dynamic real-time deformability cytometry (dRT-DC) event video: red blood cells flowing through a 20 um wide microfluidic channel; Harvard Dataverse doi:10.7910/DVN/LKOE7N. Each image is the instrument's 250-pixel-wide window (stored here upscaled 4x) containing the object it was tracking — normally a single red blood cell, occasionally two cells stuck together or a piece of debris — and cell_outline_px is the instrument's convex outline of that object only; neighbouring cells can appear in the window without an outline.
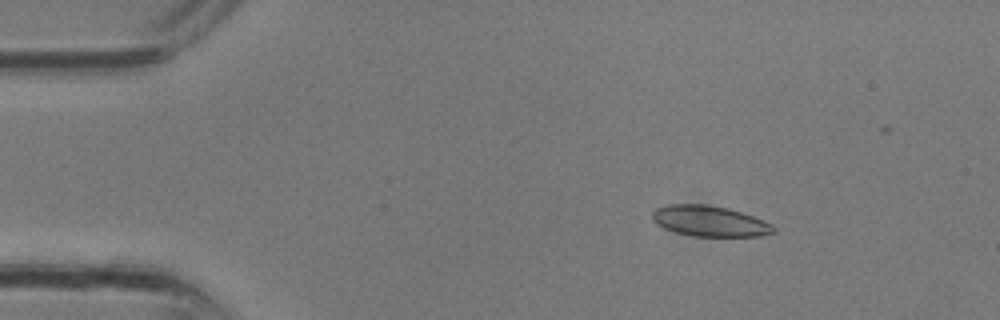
{"species": "common noctule bat (a hibernating species)", "species_latin": "Nyctalus noctula", "temperature_condition": "room temperature", "stored_images_in_passage": 20, "camera_frame_rate_fps": 3000, "um_per_image_px": 0.085, "animal": {"sex": "male", "body_mass_g": 13.3}, "frame": {"image": 1, "passage_image": 4, "time_ms": 1.0, "image_size_px": [1000, 320], "cell_outline_px": [[776, 232], [760, 236], [692, 236], [676, 232], [664, 228], [656, 224], [652, 220], [652, 212], [656, 208], [668, 204], [704, 204], [728, 208], [752, 216], [772, 224], [776, 228]], "centroid_in_image_um": [60.3, 18.79], "position_along_channel_um": 24.7, "area_um2": 21.68}}
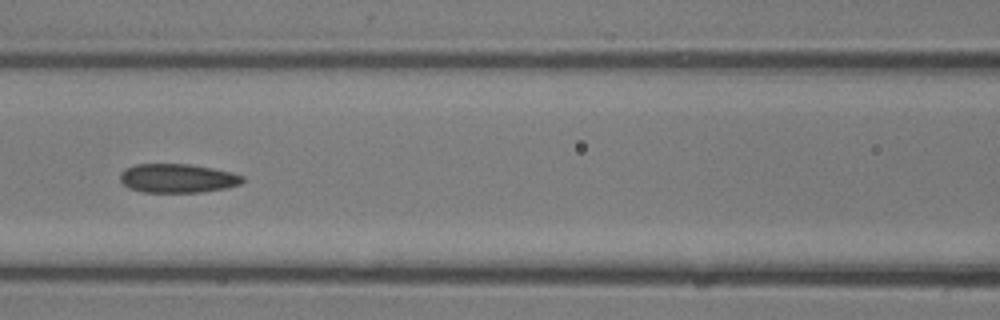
{"frame": {"image": 2, "passage_image": 13, "time_ms": 4.0, "image_size_px": [1000, 320], "cell_outline_px": [[244, 180], [240, 184], [224, 188], [200, 192], [144, 192], [128, 188], [120, 180], [120, 172], [124, 168], [136, 164], [188, 164], [212, 168], [232, 172], [244, 176]], "centroid_in_image_um": [15.06, 15.15], "position_along_channel_um": 151.5, "area_um2": 20.63}}
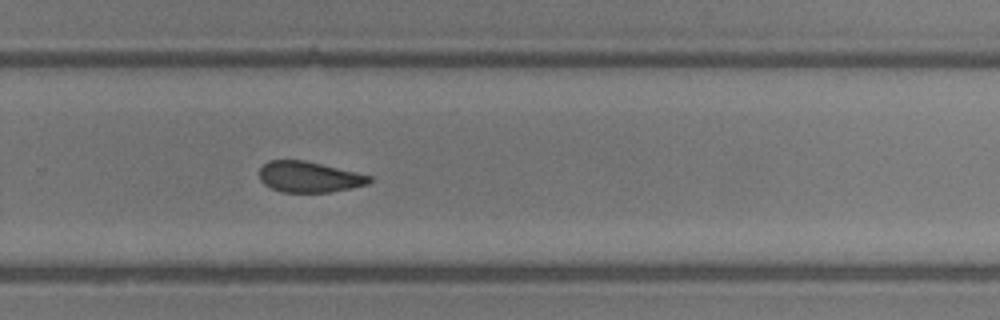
{"frame": {"image": 3, "passage_image": 20, "time_ms": 6.333, "image_size_px": [1000, 320], "cell_outline_px": [[372, 180], [368, 184], [352, 188], [328, 192], [280, 192], [264, 184], [260, 180], [260, 168], [268, 160], [304, 160], [372, 176]], "centroid_in_image_um": [26.26, 15.04], "position_along_channel_um": 303.5, "area_um2": 19.65}}